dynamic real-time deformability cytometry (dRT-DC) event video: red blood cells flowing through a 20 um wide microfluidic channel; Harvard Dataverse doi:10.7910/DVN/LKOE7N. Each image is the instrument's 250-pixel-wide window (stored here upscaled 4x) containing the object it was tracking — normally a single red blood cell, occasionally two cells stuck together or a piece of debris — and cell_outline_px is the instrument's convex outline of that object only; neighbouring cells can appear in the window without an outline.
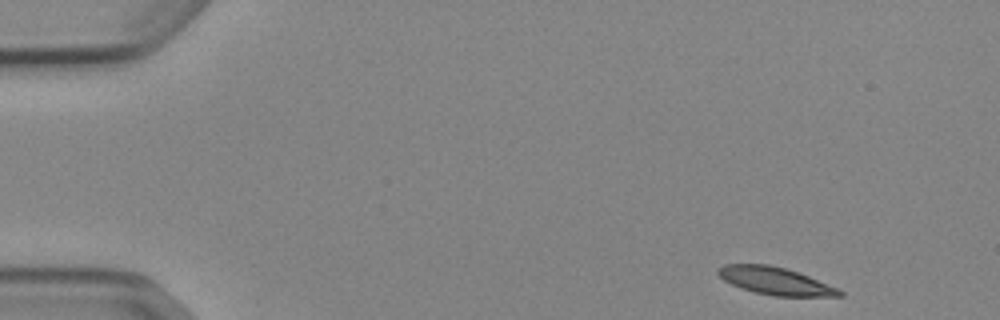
{"species": "Egyptian fruit bat (a non-hibernating species)", "species_latin": "Rousettus aegyptiacus", "temperature_condition": "cold", "stored_images_in_passage": 48, "camera_frame_rate_fps": 3000, "um_per_image_px": 0.085, "animal": {"sex": "female"}, "frame": {"image": 1, "passage_image": 1, "time_ms": 0.0, "image_size_px": [1000, 320], "cell_outline_px": [[844, 296], [772, 296], [740, 288], [724, 280], [716, 272], [716, 268], [724, 264], [768, 264], [784, 268], [808, 276], [840, 288], [844, 292]], "centroid_in_image_um": [65.91, 23.88], "position_along_channel_um": 19.1, "area_um2": 19.48}}
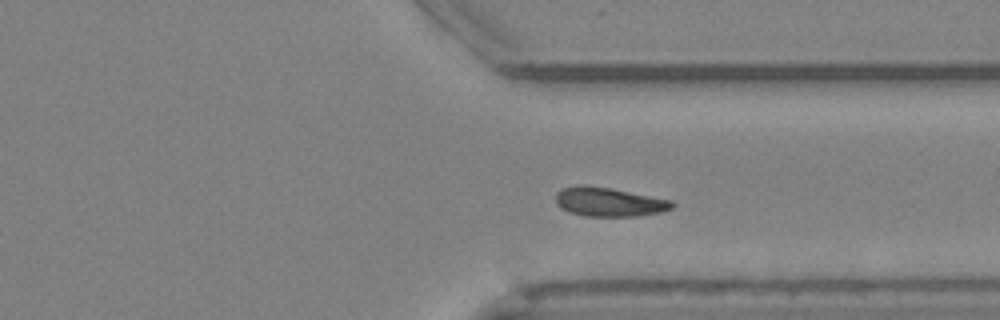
{"frame": {"image": 2, "passage_image": 36, "time_ms": 11.667, "image_size_px": [1000, 320], "cell_outline_px": [[676, 204], [672, 208], [660, 212], [640, 216], [584, 216], [568, 212], [560, 208], [556, 204], [556, 192], [564, 188], [576, 184], [584, 184], [612, 188], [672, 200]], "centroid_in_image_um": [51.74, 17.16], "position_along_channel_um": 359.7, "area_um2": 20.0}}
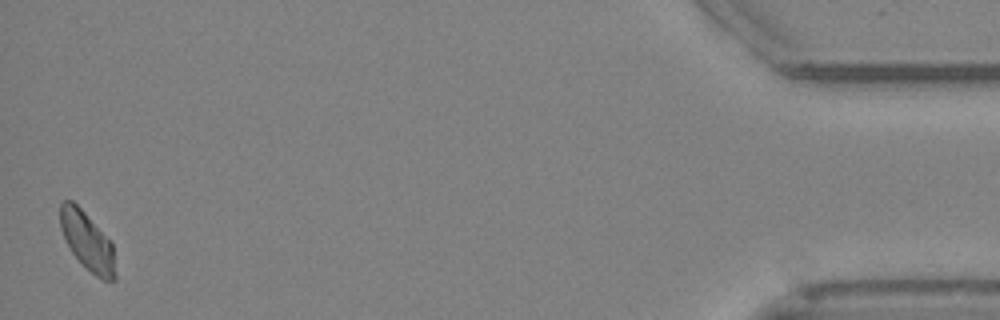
{"frame": {"image": 3, "passage_image": 48, "time_ms": 15.667, "image_size_px": [1000, 320], "cell_outline_px": [[116, 280], [104, 280], [96, 276], [72, 252], [60, 228], [60, 204], [64, 200], [72, 200], [84, 212], [112, 244], [116, 276]], "centroid_in_image_um": [7.41, 20.49], "position_along_channel_um": 427.8, "area_um2": 18.03}}